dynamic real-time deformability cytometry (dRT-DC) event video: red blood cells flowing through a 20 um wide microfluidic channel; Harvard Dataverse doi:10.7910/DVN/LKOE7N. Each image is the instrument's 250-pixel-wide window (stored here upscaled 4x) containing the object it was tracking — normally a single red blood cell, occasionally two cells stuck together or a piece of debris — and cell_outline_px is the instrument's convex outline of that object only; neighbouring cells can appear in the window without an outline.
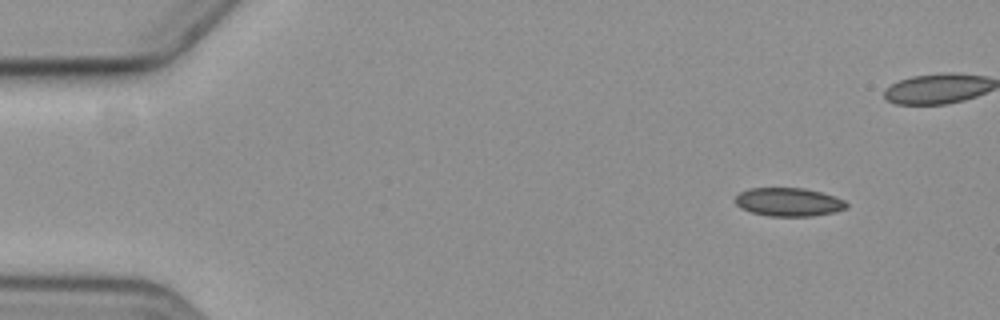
{"species": "common noctule bat (a hibernating species)", "species_latin": "Nyctalus noctula", "temperature_condition": "cold", "stored_images_in_passage": 4, "camera_frame_rate_fps": 3000, "um_per_image_px": 0.085, "animal": {"sex": "female", "body_mass_g": 19.3, "forearm_length_mm": 54.1}, "frame": {"image": 1, "passage_image": 1, "time_ms": 0.0, "image_size_px": [1000, 320], "cell_outline_px": [[848, 208], [832, 212], [812, 216], [768, 216], [752, 212], [740, 208], [736, 204], [736, 196], [740, 192], [748, 188], [804, 188], [820, 192], [844, 200], [848, 204]], "centroid_in_image_um": [67.01, 17.17], "position_along_channel_um": 18.0, "area_um2": 18.32}}